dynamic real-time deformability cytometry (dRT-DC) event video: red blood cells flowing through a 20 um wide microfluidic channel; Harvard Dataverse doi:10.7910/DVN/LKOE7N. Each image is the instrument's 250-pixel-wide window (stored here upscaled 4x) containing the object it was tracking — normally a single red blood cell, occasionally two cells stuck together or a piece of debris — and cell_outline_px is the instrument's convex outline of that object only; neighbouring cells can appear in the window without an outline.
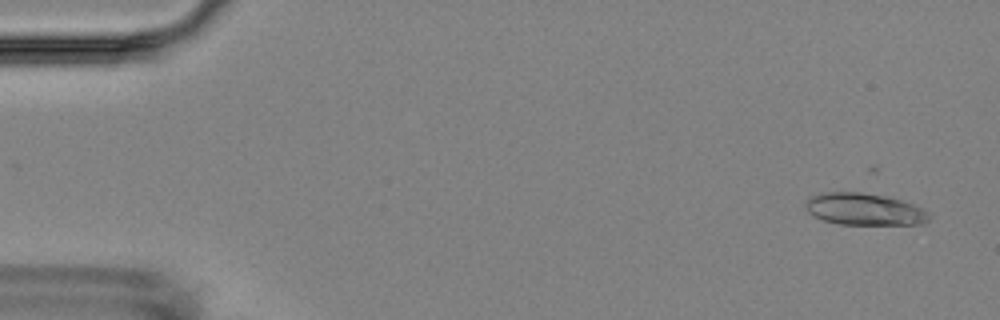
{"species": "Egyptian fruit bat (a non-hibernating species)", "species_latin": "Rousettus aegyptiacus", "temperature_condition": "room temperature", "stored_images_in_passage": 4, "camera_frame_rate_fps": 3000, "um_per_image_px": 0.085, "animal": {"sex": "female"}, "frame": {"image": 1, "passage_image": 1, "time_ms": 0.0, "image_size_px": [1000, 320], "cell_outline_px": [[932, 216], [928, 220], [920, 224], [840, 224], [824, 220], [808, 212], [804, 204], [808, 196], [824, 192], [860, 192], [884, 196], [900, 200], [912, 204], [932, 212]], "centroid_in_image_um": [73.47, 17.78], "position_along_channel_um": 11.5, "area_um2": 23.0}}